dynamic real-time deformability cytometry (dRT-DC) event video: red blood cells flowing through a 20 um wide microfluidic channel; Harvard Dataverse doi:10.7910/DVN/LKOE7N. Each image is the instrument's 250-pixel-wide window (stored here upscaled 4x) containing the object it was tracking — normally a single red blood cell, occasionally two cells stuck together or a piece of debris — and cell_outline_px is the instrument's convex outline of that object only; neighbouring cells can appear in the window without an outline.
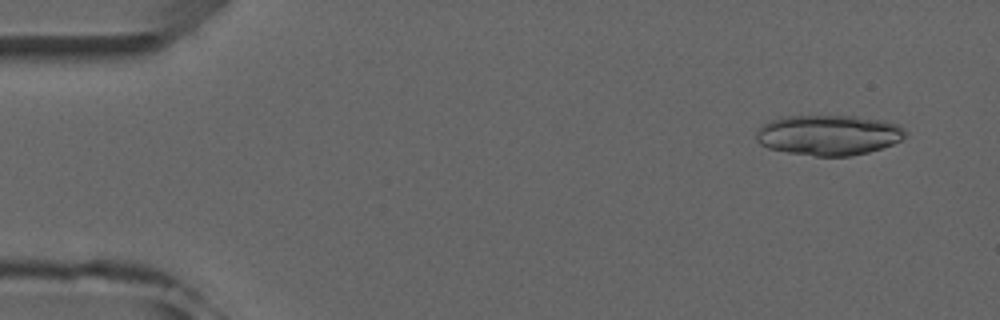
{"species": "common noctule bat (a hibernating species)", "species_latin": "Nyctalus noctula", "temperature_condition": "room temperature", "stored_images_in_passage": 5, "camera_frame_rate_fps": 3000, "um_per_image_px": 0.085, "animal": {"sex": "male", "forearm_length_mm": 52.5}, "frame": {"image": 1, "passage_image": 1, "time_ms": 0.0, "image_size_px": [1000, 320], "cell_outline_px": [[908, 132], [900, 140], [892, 144], [868, 152], [848, 156], [816, 156], [788, 152], [768, 148], [760, 144], [756, 140], [756, 132], [768, 120], [784, 116], [856, 116], [884, 120], [900, 124]], "centroid_in_image_um": [70.44, 11.46], "position_along_channel_um": 14.6, "area_um2": 35.14}}